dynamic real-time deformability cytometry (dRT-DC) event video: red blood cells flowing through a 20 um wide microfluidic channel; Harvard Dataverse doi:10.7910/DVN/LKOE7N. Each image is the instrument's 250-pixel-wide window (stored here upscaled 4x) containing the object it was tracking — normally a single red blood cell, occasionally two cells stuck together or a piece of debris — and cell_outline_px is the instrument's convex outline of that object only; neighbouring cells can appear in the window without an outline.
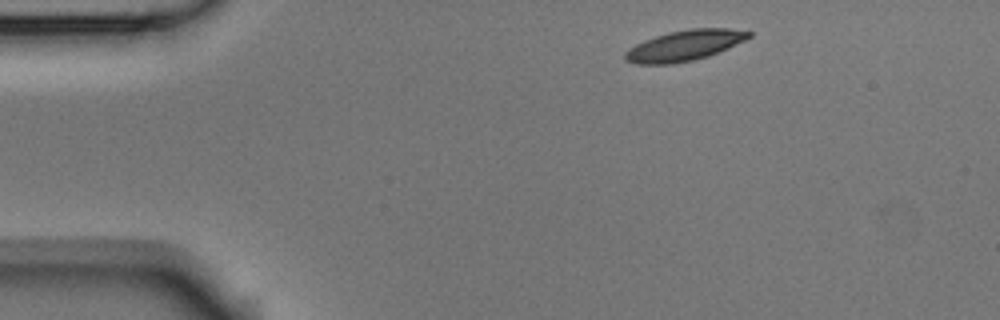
{"species": "Egyptian fruit bat (a non-hibernating species)", "species_latin": "Rousettus aegyptiacus", "temperature_condition": "room temperature", "stored_images_in_passage": 3, "camera_frame_rate_fps": 3000, "um_per_image_px": 0.085, "animal": {"sex": "male"}, "frame": {"image": 1, "passage_image": 1, "time_ms": 0.0, "image_size_px": [1000, 320], "cell_outline_px": [[752, 36], [728, 48], [708, 56], [692, 60], [668, 64], [636, 64], [624, 60], [624, 52], [628, 48], [644, 40], [668, 32], [692, 28], [728, 28], [752, 32]], "centroid_in_image_um": [58.15, 3.86], "position_along_channel_um": 26.8, "area_um2": 21.96}}